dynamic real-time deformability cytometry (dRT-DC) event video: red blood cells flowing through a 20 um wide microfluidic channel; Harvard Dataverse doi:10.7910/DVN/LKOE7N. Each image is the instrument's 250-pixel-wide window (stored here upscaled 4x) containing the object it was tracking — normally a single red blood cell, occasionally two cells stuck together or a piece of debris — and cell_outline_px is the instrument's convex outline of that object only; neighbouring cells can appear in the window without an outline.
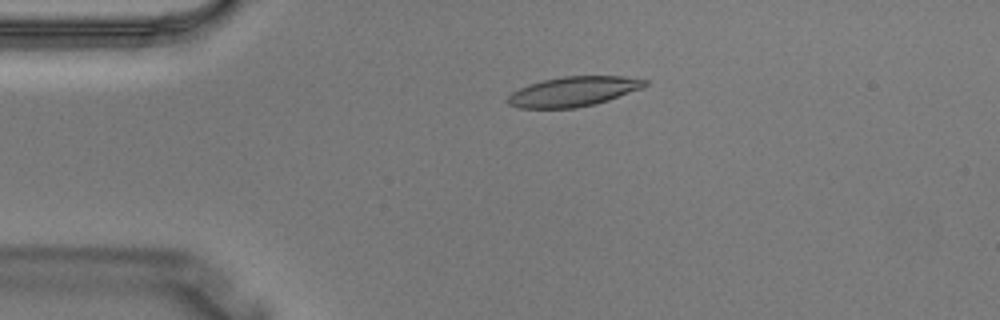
{"species": "Egyptian fruit bat (a non-hibernating species)", "species_latin": "Rousettus aegyptiacus", "temperature_condition": "warm", "stored_images_in_passage": 2, "camera_frame_rate_fps": 3000, "um_per_image_px": 0.085, "animal": {"sex": "male"}, "frame": {"image": 1, "passage_image": 2, "time_ms": 0.333, "image_size_px": [1000, 320], "cell_outline_px": [[648, 84], [640, 88], [608, 100], [596, 104], [576, 108], [520, 108], [508, 104], [508, 96], [512, 92], [528, 84], [544, 80], [564, 76], [624, 76], [648, 80]], "centroid_in_image_um": [48.73, 7.78], "position_along_channel_um": 36.3, "area_um2": 23.64}}